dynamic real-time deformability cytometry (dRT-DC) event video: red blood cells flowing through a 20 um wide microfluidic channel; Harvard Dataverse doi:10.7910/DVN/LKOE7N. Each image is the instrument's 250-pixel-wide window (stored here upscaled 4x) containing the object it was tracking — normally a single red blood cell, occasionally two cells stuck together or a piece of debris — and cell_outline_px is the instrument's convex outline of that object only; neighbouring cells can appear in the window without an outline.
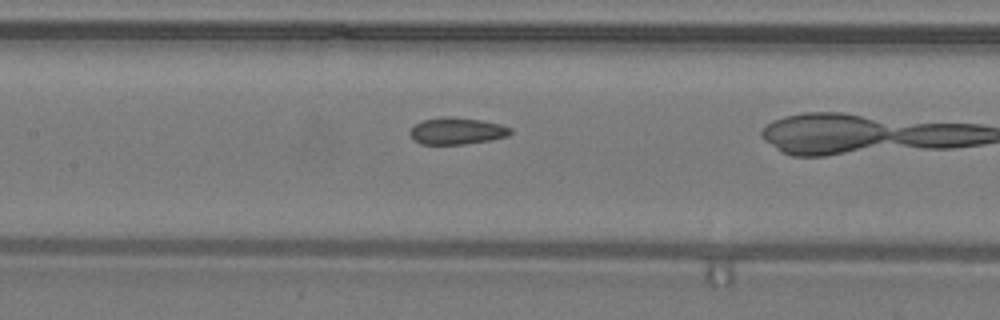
{"species": "common noctule bat (a hibernating species)", "species_latin": "Nyctalus noctula", "temperature_condition": "warm", "stored_images_in_passage": 35, "camera_frame_rate_fps": 3000, "um_per_image_px": 0.085, "animal": {"sex": "male", "body_mass_g": 19.2, "forearm_length_mm": 51.8}, "frame": {"image": 1, "passage_image": 20, "time_ms": 6.333, "image_size_px": [1000, 320], "cell_outline_px": [[512, 132], [508, 136], [492, 140], [464, 144], [420, 144], [412, 140], [408, 132], [416, 124], [424, 120], [444, 116], [448, 116], [480, 120], [500, 124], [512, 128]], "centroid_in_image_um": [38.83, 11.14], "position_along_channel_um": 168.6, "area_um2": 15.78}}
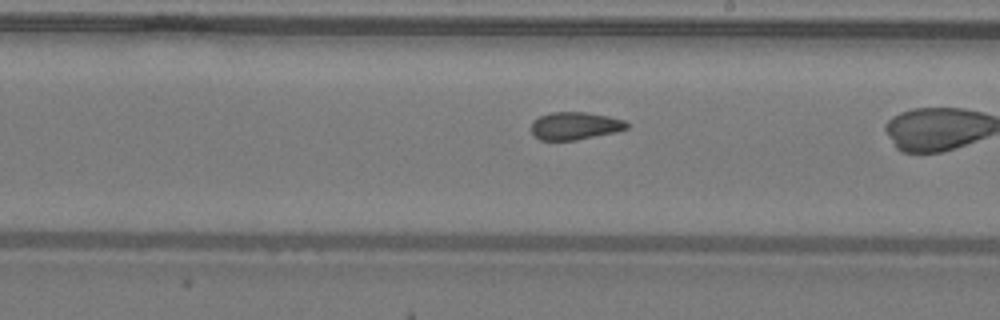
{"frame": {"image": 2, "passage_image": 25, "time_ms": 8.0, "image_size_px": [1000, 320], "cell_outline_px": [[628, 128], [616, 132], [576, 140], [540, 140], [532, 136], [532, 120], [540, 116], [552, 112], [588, 112], [608, 116], [624, 120], [628, 124]], "centroid_in_image_um": [48.85, 10.7], "position_along_channel_um": 240.1, "area_um2": 15.49}}